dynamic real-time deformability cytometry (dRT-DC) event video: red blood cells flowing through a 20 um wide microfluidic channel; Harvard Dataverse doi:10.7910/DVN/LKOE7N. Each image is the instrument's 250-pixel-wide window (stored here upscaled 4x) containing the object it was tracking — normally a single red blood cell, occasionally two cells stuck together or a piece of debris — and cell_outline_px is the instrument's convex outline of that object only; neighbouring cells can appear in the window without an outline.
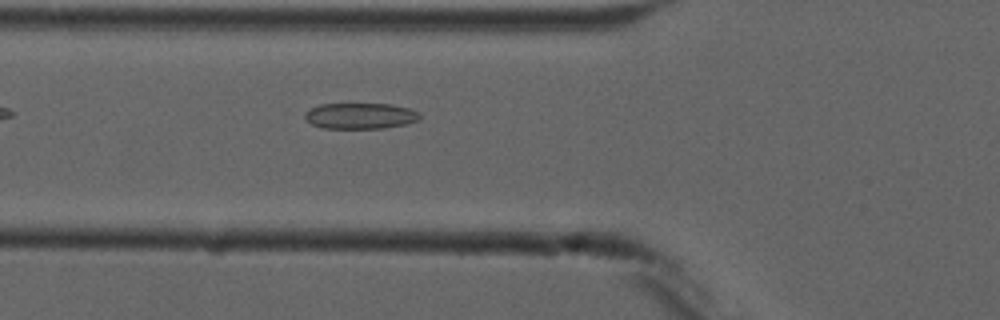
{"species": "common noctule bat (a hibernating species)", "species_latin": "Nyctalus noctula", "temperature_condition": "cold", "stored_images_in_passage": 5, "camera_frame_rate_fps": 3000, "um_per_image_px": 0.085, "animal": {"sex": "male", "forearm_length_mm": 52.5}, "frame": {"image": 1, "passage_image": 5, "time_ms": 5.667, "image_size_px": [1000, 320], "cell_outline_px": [[420, 120], [408, 124], [384, 128], [324, 128], [312, 124], [304, 116], [304, 112], [320, 104], [388, 104], [408, 108], [420, 112]], "centroid_in_image_um": [30.66, 9.85], "position_along_channel_um": 95.1, "area_um2": 17.34}}